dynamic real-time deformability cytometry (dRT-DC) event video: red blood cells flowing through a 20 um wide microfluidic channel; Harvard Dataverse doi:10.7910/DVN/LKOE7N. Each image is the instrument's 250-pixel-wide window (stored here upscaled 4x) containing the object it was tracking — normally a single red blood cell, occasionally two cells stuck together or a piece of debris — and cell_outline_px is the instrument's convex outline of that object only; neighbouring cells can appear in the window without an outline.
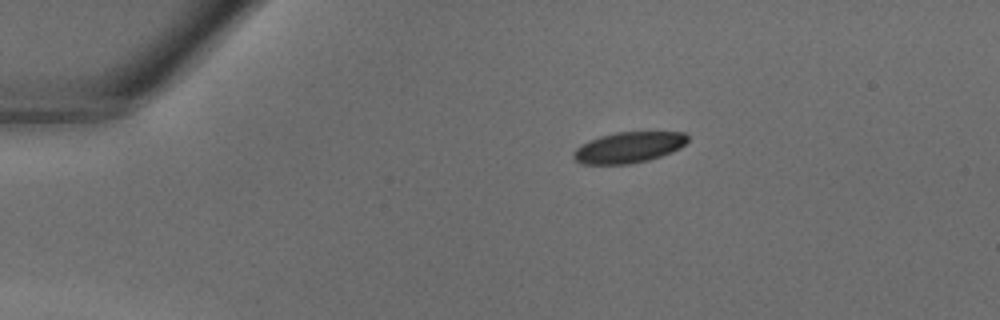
{"species": "common noctule bat (a hibernating species)", "species_latin": "Nyctalus noctula", "temperature_condition": "warm", "stored_images_in_passage": 33, "camera_frame_rate_fps": 3000, "um_per_image_px": 0.085, "animal": {"sex": "male", "body_mass_g": 18.8}, "frame": {"image": 1, "passage_image": 1, "time_ms": 0.0, "image_size_px": [1000, 320], "cell_outline_px": [[688, 140], [680, 148], [672, 152], [648, 160], [628, 164], [580, 164], [572, 156], [572, 152], [580, 144], [600, 136], [616, 132], [684, 132], [688, 136]], "centroid_in_image_um": [53.41, 12.53], "position_along_channel_um": 31.6, "area_um2": 20.58}}
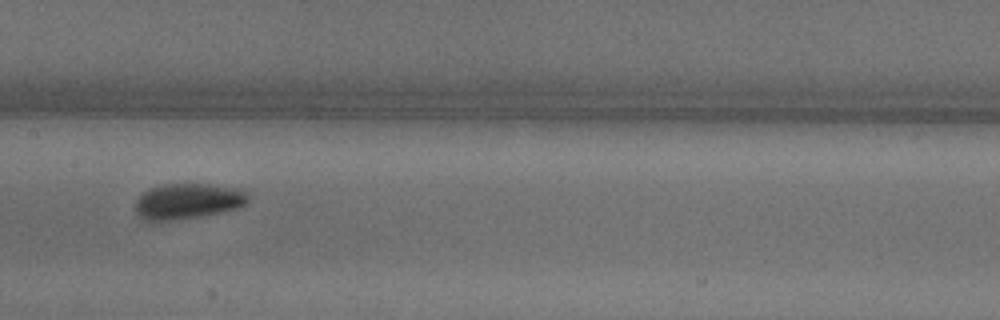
{"frame": {"image": 2, "passage_image": 14, "time_ms": 4.333, "image_size_px": [1000, 320], "cell_outline_px": [[248, 204], [236, 208], [200, 216], [152, 224], [144, 220], [136, 212], [136, 200], [148, 188], [164, 184], [208, 184], [236, 188], [248, 192]], "centroid_in_image_um": [15.92, 17.12], "position_along_channel_um": 191.5, "area_um2": 23.7}}
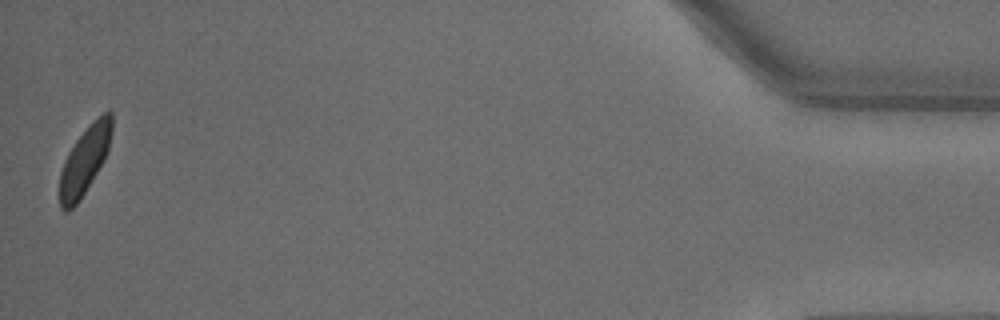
{"frame": {"image": 3, "passage_image": 33, "time_ms": 10.667, "image_size_px": [1000, 320], "cell_outline_px": [[112, 132], [108, 152], [104, 160], [80, 200], [68, 212], [64, 212], [60, 208], [60, 172], [64, 160], [68, 152], [76, 140], [88, 124], [104, 112], [112, 112]], "centroid_in_image_um": [7.2, 13.63], "position_along_channel_um": 428.0, "area_um2": 20.58}}